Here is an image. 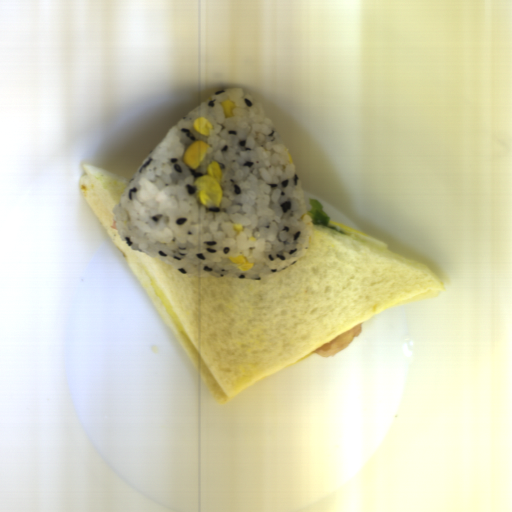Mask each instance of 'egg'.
Wrapping results in <instances>:
<instances>
[{"label":"egg","mask_w":512,"mask_h":512,"mask_svg":"<svg viewBox=\"0 0 512 512\" xmlns=\"http://www.w3.org/2000/svg\"><path fill=\"white\" fill-rule=\"evenodd\" d=\"M330 223H331V226H334V227L344 231V233H347L349 235L355 236V237L360 238L362 240L368 241L370 243H373V244H376L378 246H381L383 248L388 249V244H386L383 241H380V240H378L376 238H373V237H371L369 235H366V234H364L362 232H359V231H357L355 229H352V228H350L348 226H345L343 224H340V223H337V222H334V221H331V220H330Z\"/></svg>","instance_id":"1"}]
</instances>
